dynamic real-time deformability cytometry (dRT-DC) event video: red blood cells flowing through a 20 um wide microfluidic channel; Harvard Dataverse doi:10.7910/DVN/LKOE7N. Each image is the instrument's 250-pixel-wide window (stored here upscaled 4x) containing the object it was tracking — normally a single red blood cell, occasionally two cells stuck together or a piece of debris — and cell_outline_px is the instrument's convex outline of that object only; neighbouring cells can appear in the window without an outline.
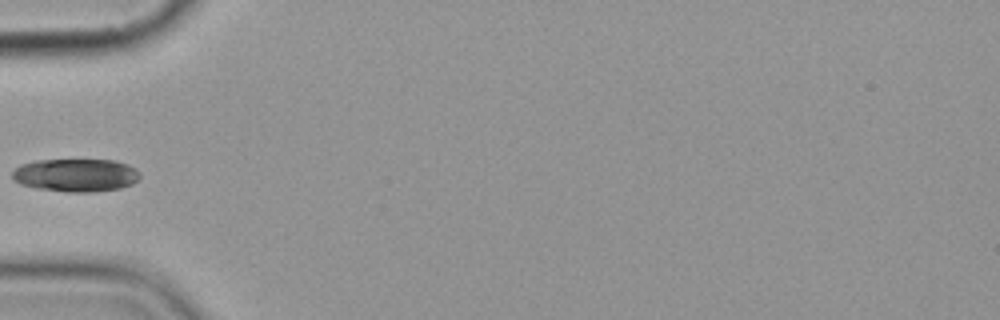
{"species": "common noctule bat (a hibernating species)", "species_latin": "Nyctalus noctula", "temperature_condition": "cold", "stored_images_in_passage": 6, "camera_frame_rate_fps": 3000, "um_per_image_px": 0.085, "animal": {"sex": "female", "body_mass_g": 19.9}, "frame": {"image": 1, "passage_image": 6, "time_ms": 6.667, "image_size_px": [1000, 320], "cell_outline_px": [[140, 176], [132, 184], [120, 188], [92, 192], [68, 192], [36, 188], [20, 184], [12, 180], [12, 172], [20, 164], [36, 160], [116, 160], [128, 164], [136, 168], [140, 172]], "centroid_in_image_um": [6.44, 14.88], "position_along_channel_um": 78.6, "area_um2": 24.74}}